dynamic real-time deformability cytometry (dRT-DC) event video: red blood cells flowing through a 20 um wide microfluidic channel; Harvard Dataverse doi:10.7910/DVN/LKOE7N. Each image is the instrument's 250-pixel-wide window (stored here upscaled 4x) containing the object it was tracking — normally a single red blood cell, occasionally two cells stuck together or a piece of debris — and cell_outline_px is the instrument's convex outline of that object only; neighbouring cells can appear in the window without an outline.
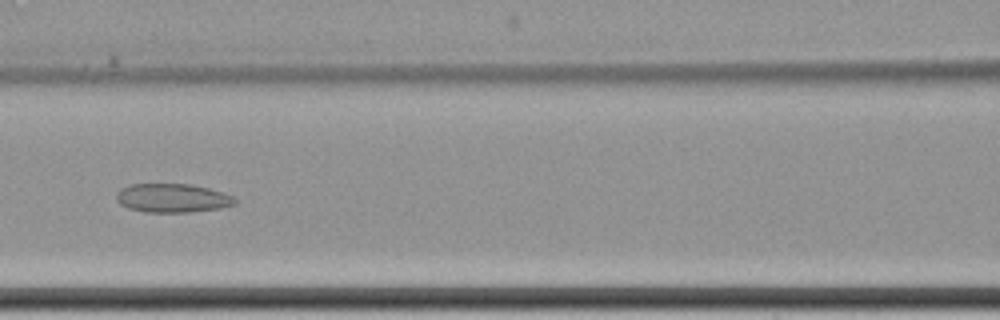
{"species": "common noctule bat (a hibernating species)", "species_latin": "Nyctalus noctula", "temperature_condition": "cold", "stored_images_in_passage": 11, "camera_frame_rate_fps": 3000, "um_per_image_px": 0.085, "animal": {"sex": "female", "body_mass_g": 22.7, "forearm_length_mm": 54.2}, "frame": {"image": 1, "passage_image": 7, "time_ms": 8.0, "image_size_px": [1000, 320], "cell_outline_px": [[236, 204], [220, 208], [188, 212], [144, 212], [128, 208], [120, 204], [116, 200], [116, 192], [120, 188], [128, 184], [192, 184], [208, 188], [232, 196], [236, 200]], "centroid_in_image_um": [14.6, 16.83], "position_along_channel_um": 152.0, "area_um2": 19.94}}
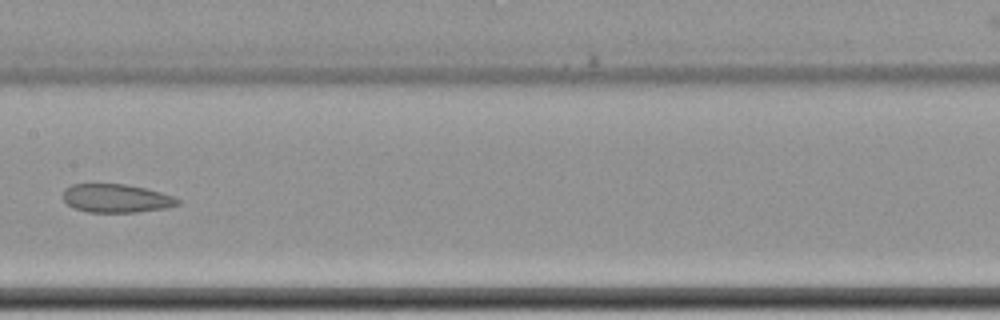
{"frame": {"image": 2, "passage_image": 8, "time_ms": 9.333, "image_size_px": [1000, 320], "cell_outline_px": [[180, 204], [164, 208], [136, 212], [88, 212], [72, 208], [64, 200], [64, 188], [72, 184], [124, 184], [144, 188], [160, 192], [172, 196], [180, 200]], "centroid_in_image_um": [9.85, 16.86], "position_along_channel_um": 197.5, "area_um2": 18.9}}
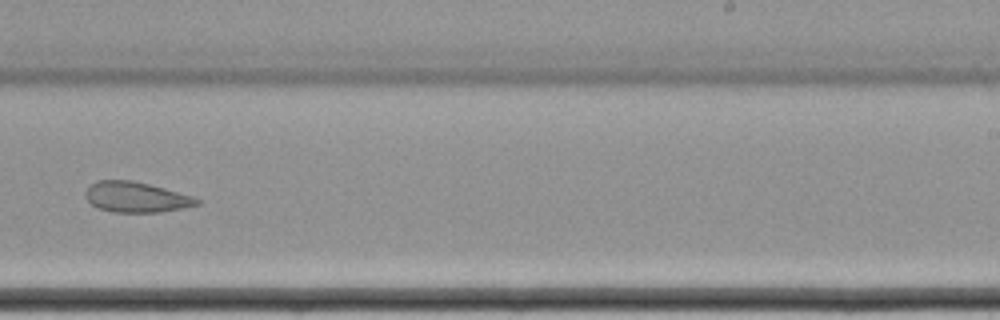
{"frame": {"image": 3, "passage_image": 10, "time_ms": 11.667, "image_size_px": [1000, 320], "cell_outline_px": [[200, 204], [184, 208], [160, 212], [112, 212], [100, 208], [92, 204], [84, 196], [84, 192], [88, 184], [96, 180], [132, 180], [164, 188], [192, 196], [200, 200]], "centroid_in_image_um": [11.53, 16.75], "position_along_channel_um": 277.5, "area_um2": 19.83}}